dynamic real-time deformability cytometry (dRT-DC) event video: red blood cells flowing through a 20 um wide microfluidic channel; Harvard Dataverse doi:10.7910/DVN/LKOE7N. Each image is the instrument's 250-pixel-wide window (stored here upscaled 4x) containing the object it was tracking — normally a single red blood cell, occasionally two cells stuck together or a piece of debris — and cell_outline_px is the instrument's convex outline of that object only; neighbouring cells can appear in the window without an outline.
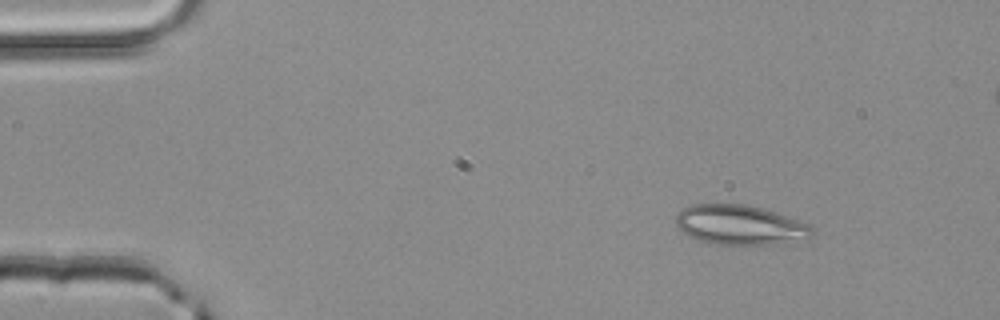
{"species": "common noctule bat (a hibernating species)", "species_latin": "Nyctalus noctula", "temperature_condition": "room temperature", "stored_images_in_passage": 5, "camera_frame_rate_fps": 3000, "um_per_image_px": 0.085, "animal": {"sex": "male", "body_mass_g": 20.4}, "frame": {"image": 1, "passage_image": 2, "time_ms": 0.333, "image_size_px": [1000, 320], "cell_outline_px": [[816, 232], [808, 240], [768, 244], [720, 244], [700, 240], [684, 232], [676, 224], [676, 212], [692, 204], [744, 204], [764, 208], [812, 224]], "centroid_in_image_um": [63.0, 19.11], "position_along_channel_um": 22.0, "area_um2": 31.67}}